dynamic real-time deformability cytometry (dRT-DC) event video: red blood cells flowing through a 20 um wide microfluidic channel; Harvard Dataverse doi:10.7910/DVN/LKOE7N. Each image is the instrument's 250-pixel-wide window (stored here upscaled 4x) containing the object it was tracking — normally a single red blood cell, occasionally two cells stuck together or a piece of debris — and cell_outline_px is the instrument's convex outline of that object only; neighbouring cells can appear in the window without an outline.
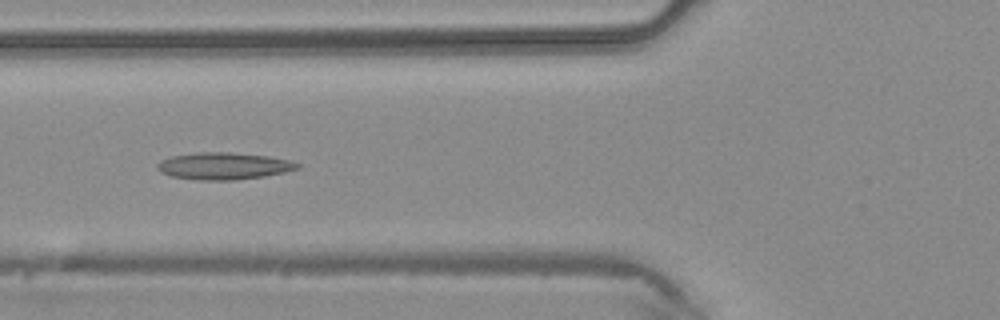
{"species": "common noctule bat (a hibernating species)", "species_latin": "Nyctalus noctula", "temperature_condition": "warm", "stored_images_in_passage": 39, "camera_frame_rate_fps": 3000, "um_per_image_px": 0.085, "animal": {"sex": "male", "body_mass_g": 20.4}, "frame": {"image": 1, "passage_image": 12, "time_ms": 3.667, "image_size_px": [1000, 320], "cell_outline_px": [[304, 164], [300, 168], [284, 172], [264, 176], [236, 180], [200, 180], [172, 176], [160, 172], [156, 168], [156, 164], [160, 160], [172, 156], [196, 152], [228, 152], [268, 156], [292, 160]], "centroid_in_image_um": [19.05, 14.1], "position_along_channel_um": 106.8, "area_um2": 22.25}}
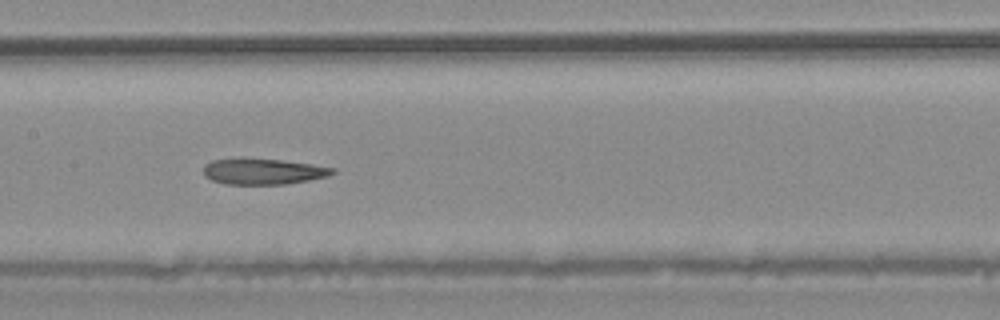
{"frame": {"image": 2, "passage_image": 17, "time_ms": 5.333, "image_size_px": [1000, 320], "cell_outline_px": [[336, 172], [328, 176], [288, 184], [224, 184], [212, 180], [204, 176], [204, 164], [212, 160], [240, 156], [280, 160], [312, 164], [336, 168]], "centroid_in_image_um": [22.33, 14.55], "position_along_channel_um": 185.1, "area_um2": 20.0}}
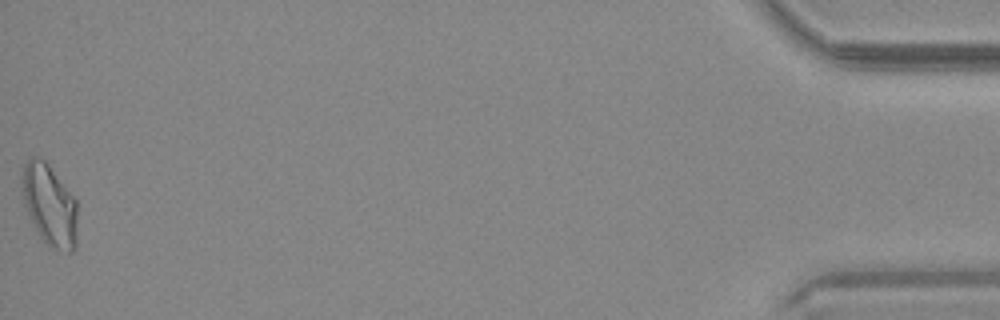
{"frame": {"image": 3, "passage_image": 39, "time_ms": 12.667, "image_size_px": [1000, 320], "cell_outline_px": [[76, 248], [72, 252], [68, 252], [48, 248], [44, 244], [24, 204], [20, 180], [24, 164], [32, 156], [36, 156], [44, 160], [48, 164], [76, 200]], "centroid_in_image_um": [4.2, 17.45], "position_along_channel_um": 431.0, "area_um2": 26.3}}